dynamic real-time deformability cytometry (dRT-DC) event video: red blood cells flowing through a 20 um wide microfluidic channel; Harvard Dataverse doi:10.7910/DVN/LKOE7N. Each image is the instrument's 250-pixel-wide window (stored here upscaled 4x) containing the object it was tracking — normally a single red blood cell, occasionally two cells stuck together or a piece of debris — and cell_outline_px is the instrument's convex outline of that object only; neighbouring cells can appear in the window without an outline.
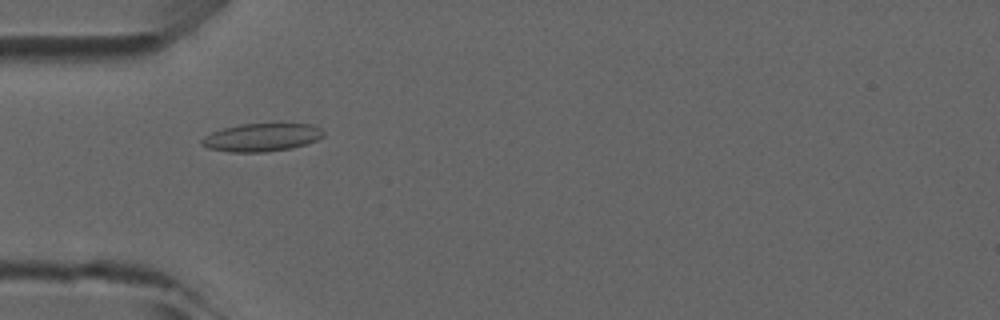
{"species": "common noctule bat (a hibernating species)", "species_latin": "Nyctalus noctula", "temperature_condition": "room temperature", "stored_images_in_passage": 4, "camera_frame_rate_fps": 3000, "um_per_image_px": 0.085, "animal": {"sex": "male", "forearm_length_mm": 52.5}, "frame": {"image": 1, "passage_image": 1, "time_ms": 0.0, "image_size_px": [1000, 320], "cell_outline_px": [[324, 136], [316, 140], [292, 148], [264, 152], [228, 152], [208, 148], [200, 144], [200, 140], [204, 136], [212, 132], [224, 128], [240, 124], [312, 124], [320, 128], [324, 132]], "centroid_in_image_um": [22.21, 11.68], "position_along_channel_um": 62.8, "area_um2": 19.83}}
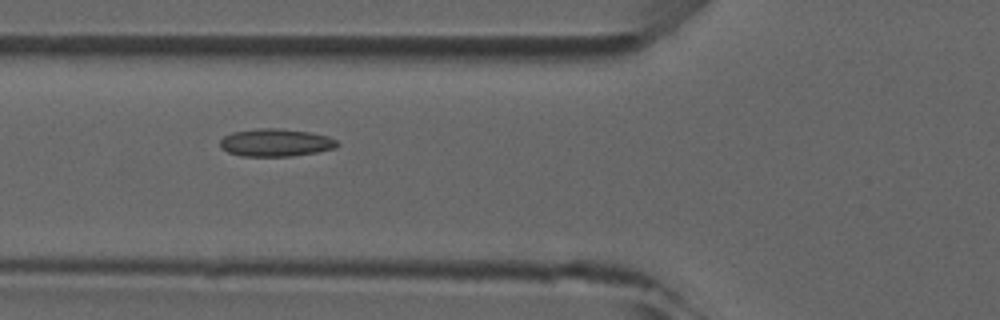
{"frame": {"image": 2, "passage_image": 2, "time_ms": 1.0, "image_size_px": [1000, 320], "cell_outline_px": [[340, 144], [336, 148], [316, 152], [292, 156], [240, 156], [228, 152], [220, 148], [220, 140], [224, 136], [232, 132], [256, 128], [276, 128], [312, 132], [328, 136], [336, 140]], "centroid_in_image_um": [23.43, 12.12], "position_along_channel_um": 102.4, "area_um2": 19.07}}
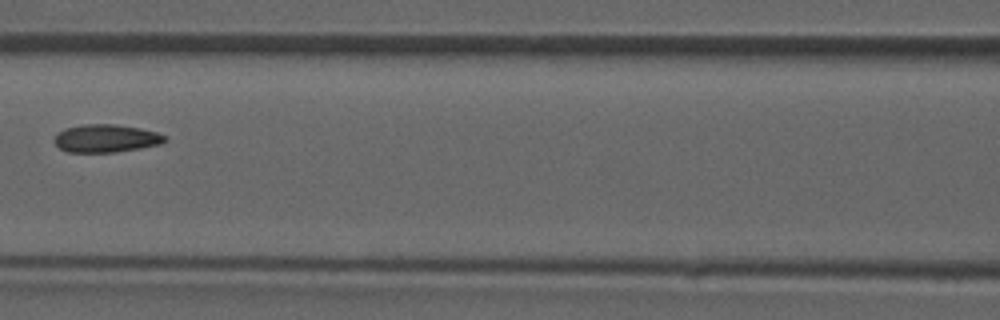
{"frame": {"image": 3, "passage_image": 3, "time_ms": 2.333, "image_size_px": [1000, 320], "cell_outline_px": [[168, 140], [160, 144], [140, 148], [116, 152], [68, 152], [60, 148], [52, 140], [56, 132], [64, 128], [84, 124], [112, 124], [140, 128], [156, 132], [164, 136]], "centroid_in_image_um": [8.96, 11.76], "position_along_channel_um": 157.6, "area_um2": 18.03}}